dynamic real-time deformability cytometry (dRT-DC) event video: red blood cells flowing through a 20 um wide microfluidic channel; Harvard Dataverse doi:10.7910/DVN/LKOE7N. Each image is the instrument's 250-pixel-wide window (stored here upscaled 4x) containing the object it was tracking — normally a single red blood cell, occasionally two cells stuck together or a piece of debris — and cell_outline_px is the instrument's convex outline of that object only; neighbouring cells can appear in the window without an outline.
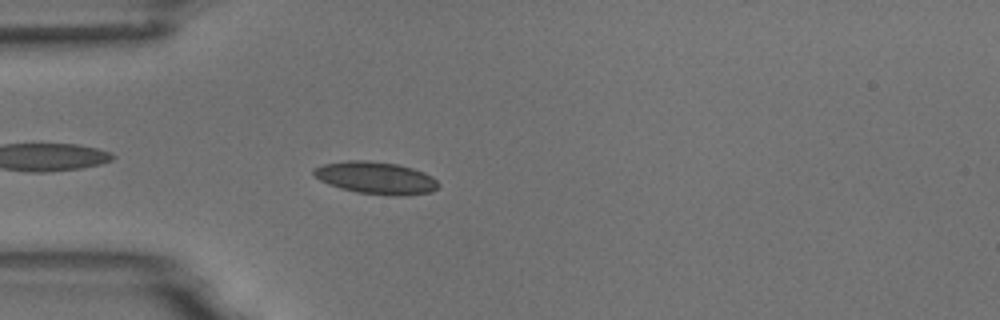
{"species": "common noctule bat (a hibernating species)", "species_latin": "Nyctalus noctula", "temperature_condition": "room temperature", "stored_images_in_passage": 5, "camera_frame_rate_fps": 3000, "um_per_image_px": 0.085, "animal": {"sex": "male", "body_mass_g": 18.8}, "frame": {"image": 1, "passage_image": 5, "time_ms": 5.333, "image_size_px": [1000, 320], "cell_outline_px": [[440, 184], [432, 192], [404, 196], [392, 196], [356, 192], [340, 188], [328, 184], [320, 180], [312, 172], [312, 168], [324, 164], [348, 160], [368, 160], [396, 164], [412, 168], [424, 172], [432, 176]], "centroid_in_image_um": [31.96, 15.12], "position_along_channel_um": 53.0, "area_um2": 23.58}}